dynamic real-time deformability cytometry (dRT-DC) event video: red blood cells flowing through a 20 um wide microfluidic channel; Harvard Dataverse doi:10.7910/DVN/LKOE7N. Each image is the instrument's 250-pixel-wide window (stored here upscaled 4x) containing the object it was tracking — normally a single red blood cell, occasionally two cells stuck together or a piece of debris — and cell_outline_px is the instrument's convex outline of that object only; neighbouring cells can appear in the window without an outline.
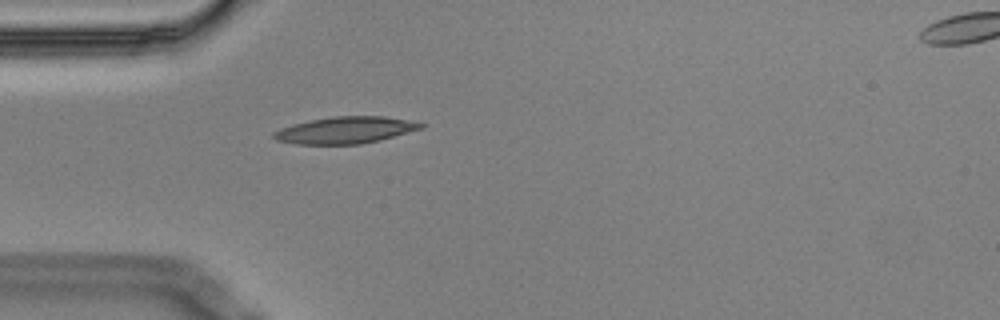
{"species": "Egyptian fruit bat (a non-hibernating species)", "species_latin": "Rousettus aegyptiacus", "temperature_condition": "cold", "stored_images_in_passage": 3, "segment_of_instrument_passage": [1, 2], "camera_frame_rate_fps": 3000, "um_per_image_px": 0.085, "animal": {"sex": "male"}, "frame": {"image": 1, "passage_image": 2, "time_ms": 0.333, "image_size_px": [1000, 320], "cell_outline_px": [[424, 128], [380, 140], [360, 144], [296, 144], [276, 140], [272, 136], [272, 132], [280, 128], [292, 124], [332, 116], [384, 116], [424, 124]], "centroid_in_image_um": [29.31, 11.06], "position_along_channel_um": 55.7, "area_um2": 22.83}}